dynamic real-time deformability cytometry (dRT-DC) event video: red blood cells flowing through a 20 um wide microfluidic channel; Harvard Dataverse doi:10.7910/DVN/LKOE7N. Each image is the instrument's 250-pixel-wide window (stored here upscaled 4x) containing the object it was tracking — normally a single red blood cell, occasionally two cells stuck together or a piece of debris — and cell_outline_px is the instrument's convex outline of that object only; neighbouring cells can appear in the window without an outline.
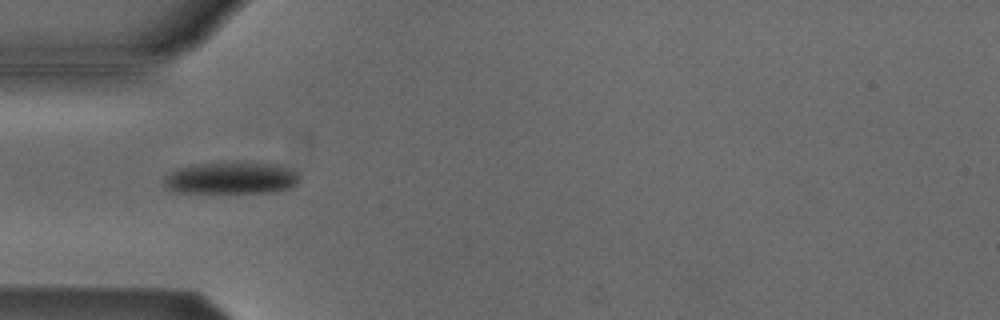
{"species": "Egyptian fruit bat (a non-hibernating species)", "species_latin": "Rousettus aegyptiacus", "temperature_condition": "cold", "stored_images_in_passage": 36, "camera_frame_rate_fps": 3000, "um_per_image_px": 0.085, "animal": {"sex": "male"}, "frame": {"image": 1, "passage_image": 1, "time_ms": 0.0, "image_size_px": [1000, 320], "cell_outline_px": [[300, 180], [292, 188], [276, 192], [180, 192], [164, 188], [164, 176], [176, 168], [188, 164], [276, 164], [296, 172], [300, 176]], "centroid_in_image_um": [19.63, 15.16], "position_along_channel_um": 65.4, "area_um2": 24.85}}
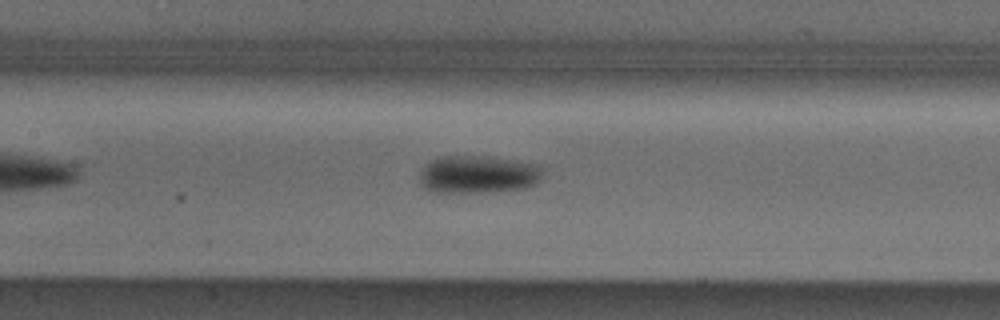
{"frame": {"image": 2, "passage_image": 9, "time_ms": 2.667, "image_size_px": [1000, 320], "cell_outline_px": [[544, 168], [540, 180], [536, 184], [524, 188], [480, 192], [432, 192], [424, 188], [420, 184], [420, 172], [432, 160], [440, 156], [480, 156], [516, 160], [544, 164]], "centroid_in_image_um": [40.69, 14.82], "position_along_channel_um": 166.7, "area_um2": 27.28}}
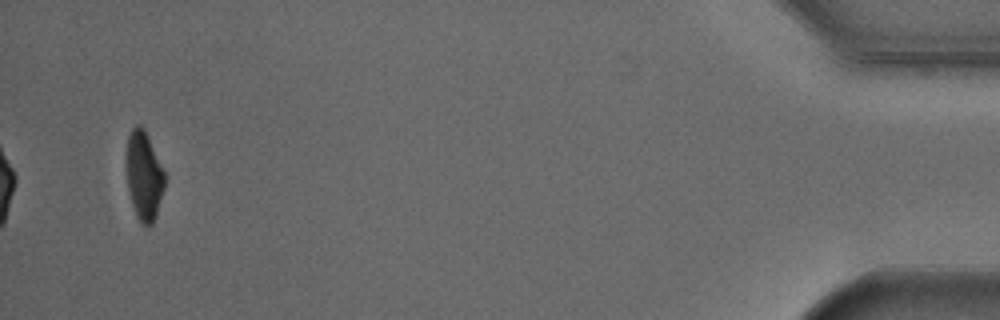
{"frame": {"image": 3, "passage_image": 36, "time_ms": 11.667, "image_size_px": [1000, 320], "cell_outline_px": [[168, 176], [156, 216], [152, 224], [144, 228], [136, 216], [132, 204], [128, 188], [128, 136], [132, 128], [136, 124], [140, 124], [144, 128]], "centroid_in_image_um": [12.3, 14.97], "position_along_channel_um": 422.9, "area_um2": 19.94}, "authors_computed_cell_mechanics": {"area_um2": 24.9696, "velocity_mm_per_s": 3.825, "shape_relaxation_time_tau1_ms": 3.5518, "shape_relaxation_time_tau2_ms": null, "deformation_change_tau1": 0.1048, "deformation_change_tau2": null}}